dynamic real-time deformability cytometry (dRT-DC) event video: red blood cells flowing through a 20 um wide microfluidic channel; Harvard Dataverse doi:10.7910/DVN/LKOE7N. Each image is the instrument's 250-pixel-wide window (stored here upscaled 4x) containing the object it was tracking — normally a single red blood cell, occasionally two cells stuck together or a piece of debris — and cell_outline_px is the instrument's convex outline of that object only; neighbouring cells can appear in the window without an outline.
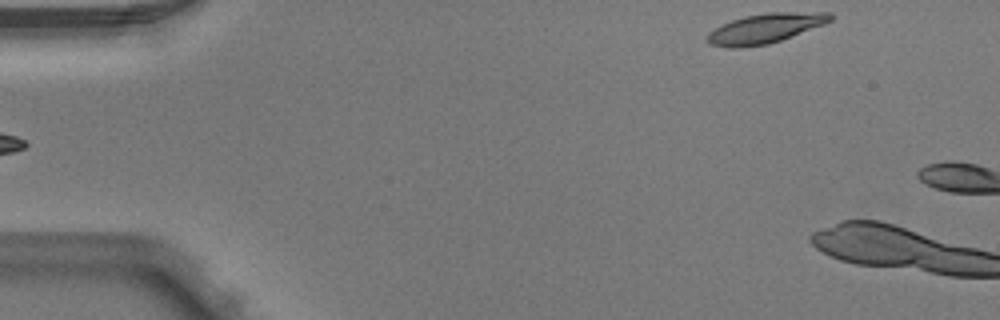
{"species": "Egyptian fruit bat (a non-hibernating species)", "species_latin": "Rousettus aegyptiacus", "temperature_condition": "warm", "stored_images_in_passage": 5, "segment_of_instrument_passage": [2, 2], "camera_frame_rate_fps": 3000, "um_per_image_px": 0.085, "animal": {"sex": "male"}, "frame": {"image": 1, "passage_image": 5, "time_ms": 1.333, "image_size_px": [1000, 320], "cell_outline_px": [[832, 20], [824, 24], [780, 40], [768, 44], [736, 48], [732, 48], [708, 44], [704, 40], [708, 32], [732, 20], [748, 16], [768, 12], [832, 12]], "centroid_in_image_um": [65.02, 2.41], "position_along_channel_um": 20.0, "area_um2": 21.1}}